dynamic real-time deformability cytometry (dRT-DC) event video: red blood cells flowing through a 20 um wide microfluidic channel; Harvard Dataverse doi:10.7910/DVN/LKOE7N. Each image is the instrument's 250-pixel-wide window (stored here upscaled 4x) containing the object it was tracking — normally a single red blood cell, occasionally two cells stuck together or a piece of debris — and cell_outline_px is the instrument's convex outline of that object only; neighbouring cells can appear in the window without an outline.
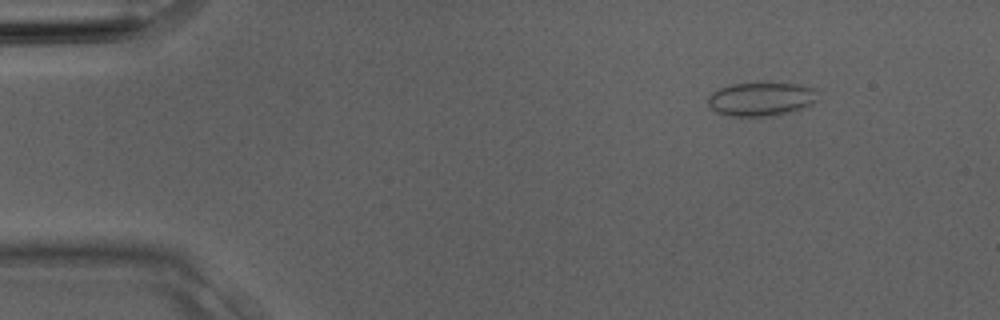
{"species": "Egyptian fruit bat (a non-hibernating species)", "species_latin": "Rousettus aegyptiacus", "temperature_condition": "room temperature", "stored_images_in_passage": 3, "camera_frame_rate_fps": 3000, "um_per_image_px": 0.085, "animal": {"sex": "male"}, "frame": {"image": 1, "passage_image": 1, "time_ms": 0.0, "image_size_px": [1000, 320], "cell_outline_px": [[820, 100], [812, 104], [788, 112], [772, 116], [732, 116], [716, 112], [708, 104], [708, 96], [712, 92], [720, 88], [732, 84], [760, 80], [764, 80], [800, 84], [816, 88]], "centroid_in_image_um": [64.75, 8.36], "position_along_channel_um": 20.3, "area_um2": 22.48}}
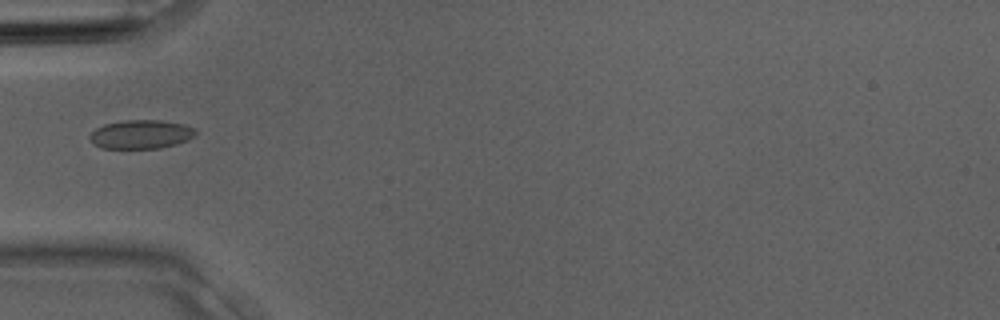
{"frame": {"image": 2, "passage_image": 3, "time_ms": 0.667, "image_size_px": [1000, 320], "cell_outline_px": [[196, 132], [188, 140], [176, 144], [160, 148], [100, 148], [92, 144], [88, 136], [96, 128], [104, 124], [124, 120], [160, 120], [184, 124], [196, 128]], "centroid_in_image_um": [11.96, 11.41], "position_along_channel_um": 73.0, "area_um2": 17.86}}